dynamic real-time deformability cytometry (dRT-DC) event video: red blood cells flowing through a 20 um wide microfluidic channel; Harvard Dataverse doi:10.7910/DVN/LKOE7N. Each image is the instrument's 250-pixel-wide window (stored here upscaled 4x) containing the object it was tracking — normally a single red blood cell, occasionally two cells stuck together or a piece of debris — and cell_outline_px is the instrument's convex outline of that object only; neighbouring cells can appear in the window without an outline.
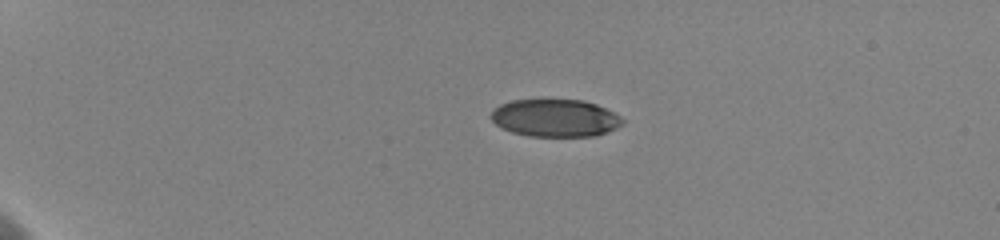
{"species": "human", "species_latin": "Homo sapiens", "temperature_condition": "cold", "stored_images_in_passage": 24, "camera_frame_rate_fps": 3000, "um_per_image_px": 0.085, "donor": {"sex": "female"}, "frame": {"image": 1, "passage_image": 1, "time_ms": 0.0, "image_size_px": [1000, 240], "cell_outline_px": [[624, 124], [608, 132], [596, 136], [528, 136], [512, 132], [500, 128], [488, 116], [500, 104], [512, 100], [584, 100], [596, 104], [620, 116], [624, 120]], "centroid_in_image_um": [47.19, 10.04], "position_along_channel_um": 37.8, "area_um2": 28.84}}
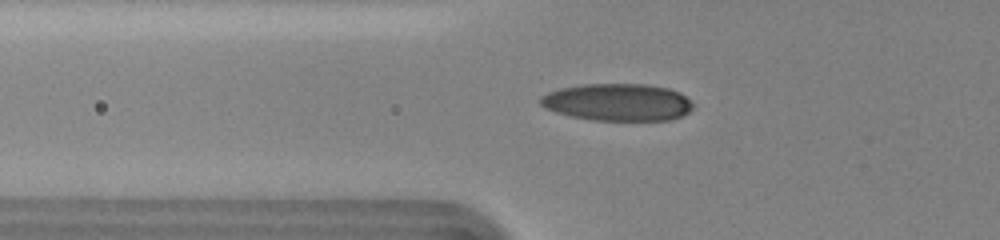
{"frame": {"image": 2, "passage_image": 17, "time_ms": 3.0, "image_size_px": [1000, 240], "cell_outline_px": [[696, 104], [688, 112], [672, 120], [592, 120], [572, 116], [556, 112], [544, 108], [540, 104], [540, 96], [548, 92], [560, 88], [584, 84], [644, 84], [668, 88], [680, 92]], "centroid_in_image_um": [52.51, 8.68], "position_along_channel_um": 73.3, "area_um2": 33.23}}